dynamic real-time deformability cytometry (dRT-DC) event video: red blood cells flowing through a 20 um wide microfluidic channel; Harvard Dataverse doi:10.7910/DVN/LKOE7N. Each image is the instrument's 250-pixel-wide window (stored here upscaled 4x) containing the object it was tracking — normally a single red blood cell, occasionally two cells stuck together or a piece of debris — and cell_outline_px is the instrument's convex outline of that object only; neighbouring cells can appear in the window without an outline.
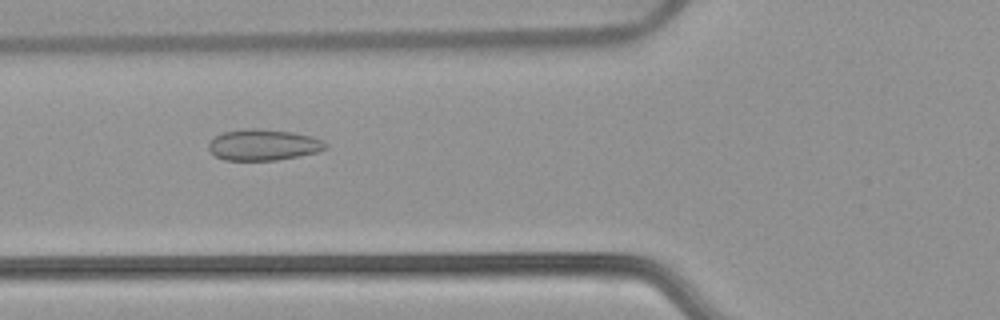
{"species": "common noctule bat (a hibernating species)", "species_latin": "Nyctalus noctula", "temperature_condition": "warm", "stored_images_in_passage": 53, "camera_frame_rate_fps": 3000, "um_per_image_px": 0.085, "animal": {"sex": "female", "body_mass_g": 22.7, "forearm_length_mm": 54.2}, "frame": {"image": 1, "passage_image": 20, "time_ms": 6.333, "image_size_px": [1000, 320], "cell_outline_px": [[328, 148], [316, 152], [300, 156], [276, 160], [224, 160], [216, 156], [208, 148], [208, 140], [224, 132], [244, 128], [256, 128], [292, 132], [312, 136], [324, 140], [328, 144]], "centroid_in_image_um": [22.4, 12.3], "position_along_channel_um": 103.4, "area_um2": 21.39}}
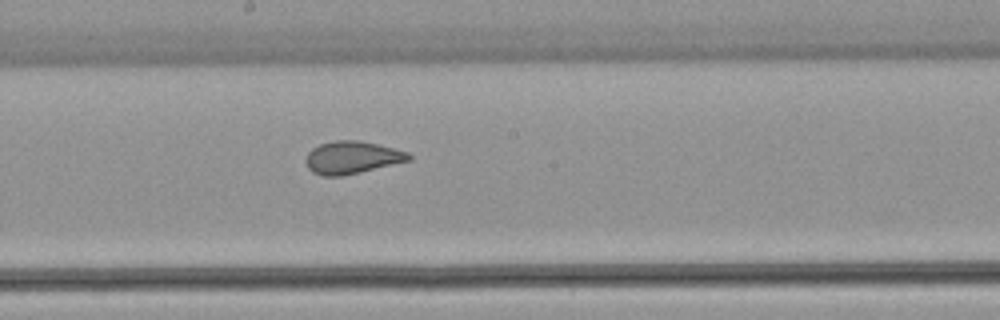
{"frame": {"image": 2, "passage_image": 29, "time_ms": 9.333, "image_size_px": [1000, 320], "cell_outline_px": [[412, 160], [360, 172], [340, 176], [324, 176], [312, 172], [308, 168], [304, 160], [308, 152], [312, 148], [320, 144], [336, 140], [360, 140], [408, 152], [412, 156]], "centroid_in_image_um": [29.9, 13.39], "position_along_channel_um": 218.3, "area_um2": 19.54}}
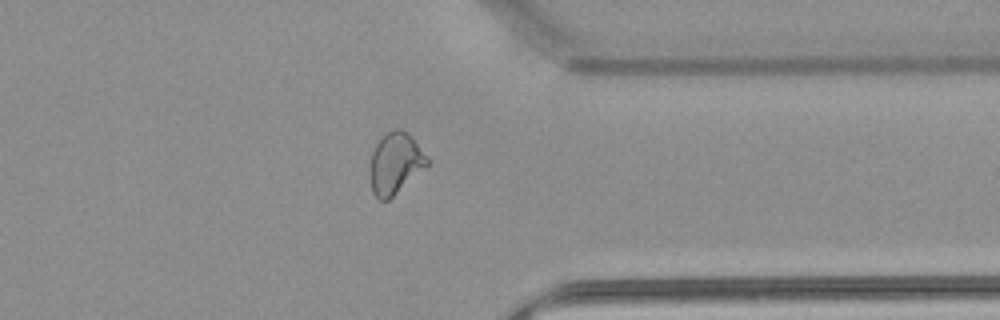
{"frame": {"image": 3, "passage_image": 42, "time_ms": 13.667, "image_size_px": [1000, 320], "cell_outline_px": [[428, 164], [388, 200], [380, 200], [372, 192], [368, 176], [368, 172], [372, 152], [380, 136], [396, 128], [400, 128], [408, 132], [412, 136], [428, 160]], "centroid_in_image_um": [33.53, 13.86], "position_along_channel_um": 377.9, "area_um2": 20.35}, "authors_computed_cell_mechanics": {"area_um2": 22.253, "velocity_mm_per_s": 3.8215, "shape_relaxation_time_tau1_ms": null, "shape_relaxation_time_tau2_ms": 0.872, "deformation_change_tau1": null, "deformation_change_tau2": 0.0603}}